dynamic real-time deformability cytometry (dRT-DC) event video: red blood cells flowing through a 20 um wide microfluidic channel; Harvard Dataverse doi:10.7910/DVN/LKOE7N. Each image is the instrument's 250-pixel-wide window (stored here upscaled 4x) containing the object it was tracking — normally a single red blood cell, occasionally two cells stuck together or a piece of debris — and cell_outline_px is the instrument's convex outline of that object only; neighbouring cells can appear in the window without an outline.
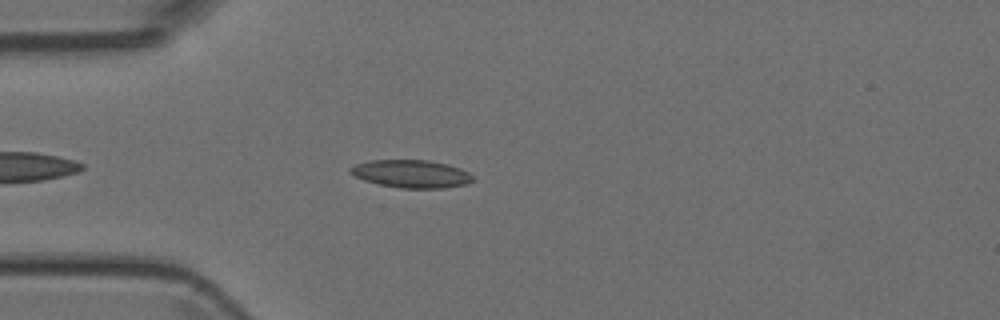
{"species": "Egyptian fruit bat (a non-hibernating species)", "species_latin": "Rousettus aegyptiacus", "temperature_condition": "room temperature", "stored_images_in_passage": 8, "camera_frame_rate_fps": 3000, "um_per_image_px": 0.085, "animal": {"sex": "female"}, "frame": {"image": 1, "passage_image": 5, "time_ms": 1.333, "image_size_px": [1000, 320], "cell_outline_px": [[476, 180], [468, 184], [444, 188], [400, 188], [380, 184], [364, 180], [348, 172], [348, 168], [356, 164], [368, 160], [428, 160], [448, 164], [460, 168], [468, 172]], "centroid_in_image_um": [34.98, 14.77], "position_along_channel_um": 50.0, "area_um2": 20.0}}